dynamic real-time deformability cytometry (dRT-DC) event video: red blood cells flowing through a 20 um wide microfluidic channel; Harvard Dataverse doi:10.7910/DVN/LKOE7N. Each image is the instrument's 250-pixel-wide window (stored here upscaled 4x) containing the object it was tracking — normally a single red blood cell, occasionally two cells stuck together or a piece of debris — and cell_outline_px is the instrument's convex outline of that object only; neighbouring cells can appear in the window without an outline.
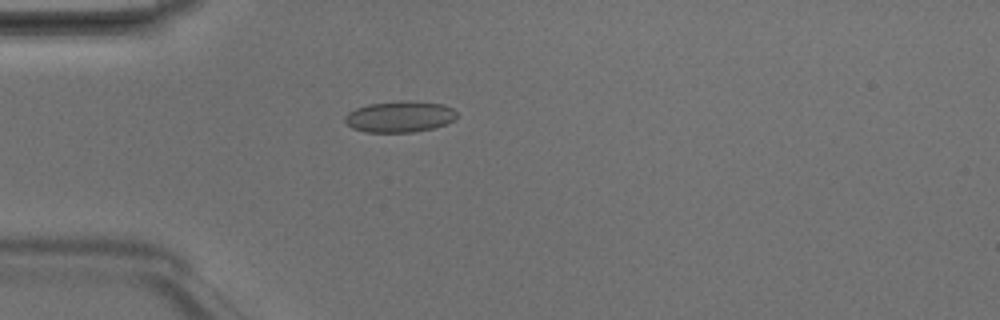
{"species": "Egyptian fruit bat (a non-hibernating species)", "species_latin": "Rousettus aegyptiacus", "temperature_condition": "room temperature", "stored_images_in_passage": 2, "camera_frame_rate_fps": 3000, "um_per_image_px": 0.085, "animal": {"sex": "male"}, "frame": {"image": 1, "passage_image": 2, "time_ms": 0.333, "image_size_px": [1000, 320], "cell_outline_px": [[456, 120], [448, 124], [432, 128], [412, 132], [364, 132], [352, 128], [344, 120], [344, 116], [348, 112], [356, 108], [368, 104], [404, 100], [412, 100], [444, 104], [452, 108], [456, 112]], "centroid_in_image_um": [33.99, 9.91], "position_along_channel_um": 51.0, "area_um2": 20.58}}